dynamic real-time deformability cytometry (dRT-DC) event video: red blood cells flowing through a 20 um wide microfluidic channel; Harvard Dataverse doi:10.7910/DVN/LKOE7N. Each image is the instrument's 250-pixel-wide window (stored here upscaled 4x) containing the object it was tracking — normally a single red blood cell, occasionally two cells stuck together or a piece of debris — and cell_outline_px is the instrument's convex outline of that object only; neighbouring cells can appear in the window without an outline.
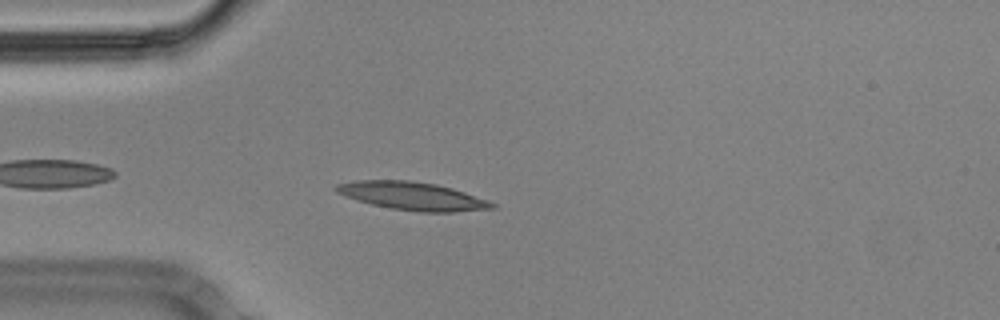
{"species": "Egyptian fruit bat (a non-hibernating species)", "species_latin": "Rousettus aegyptiacus", "temperature_condition": "cold", "stored_images_in_passage": 45, "camera_frame_rate_fps": 3000, "um_per_image_px": 0.085, "animal": {"sex": "male"}, "frame": {"image": 1, "passage_image": 4, "time_ms": 1.0, "image_size_px": [1000, 320], "cell_outline_px": [[496, 208], [452, 212], [420, 212], [392, 208], [372, 204], [356, 200], [344, 196], [336, 192], [332, 188], [336, 184], [352, 180], [408, 180], [436, 184], [452, 188], [488, 200], [496, 204]], "centroid_in_image_um": [35.01, 16.65], "position_along_channel_um": 50.0, "area_um2": 25.55}}
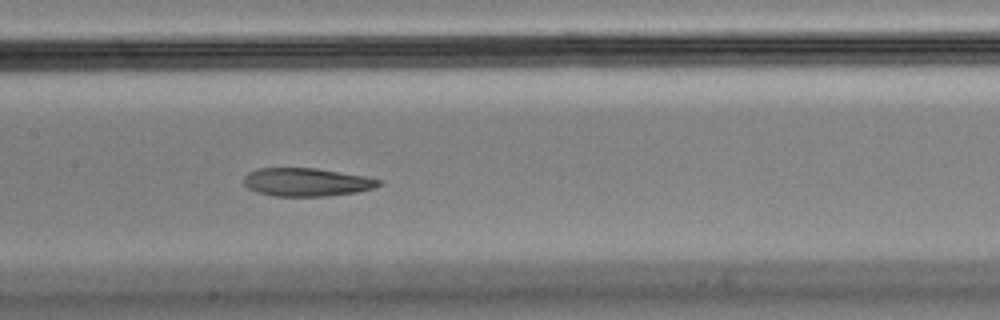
{"frame": {"image": 2, "passage_image": 16, "time_ms": 5.0, "image_size_px": [1000, 320], "cell_outline_px": [[384, 184], [376, 188], [356, 192], [328, 196], [276, 196], [256, 192], [248, 188], [244, 184], [244, 176], [248, 172], [260, 168], [316, 168], [364, 176], [384, 180]], "centroid_in_image_um": [26.11, 15.48], "position_along_channel_um": 181.3, "area_um2": 22.37}}
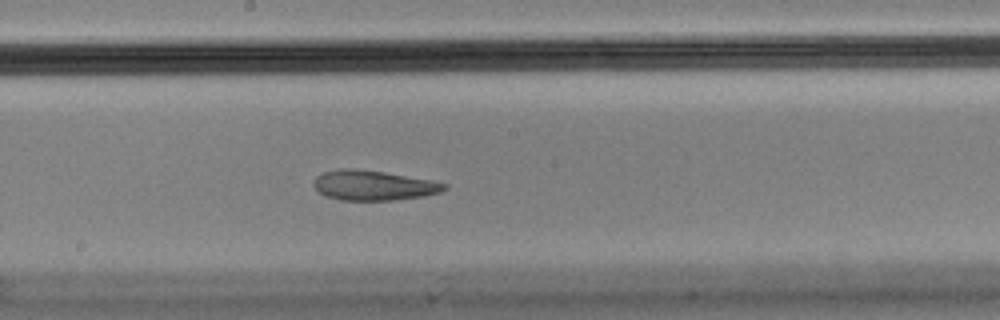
{"frame": {"image": 3, "passage_image": 19, "time_ms": 6.0, "image_size_px": [1000, 320], "cell_outline_px": [[448, 188], [440, 192], [424, 196], [396, 200], [340, 200], [328, 196], [320, 192], [312, 184], [316, 176], [324, 172], [340, 168], [356, 168], [384, 172], [428, 180], [448, 184]], "centroid_in_image_um": [31.73, 15.75], "position_along_channel_um": 216.5, "area_um2": 22.66}, "authors_computed_cell_mechanics": {"area_um2": 23.8136, "velocity_mm_per_s": 3.5163, "shape_relaxation_time_tau1_ms": null, "shape_relaxation_time_tau2_ms": 2.8947, "deformation_change_tau1": null, "deformation_change_tau2": 0.1047}}